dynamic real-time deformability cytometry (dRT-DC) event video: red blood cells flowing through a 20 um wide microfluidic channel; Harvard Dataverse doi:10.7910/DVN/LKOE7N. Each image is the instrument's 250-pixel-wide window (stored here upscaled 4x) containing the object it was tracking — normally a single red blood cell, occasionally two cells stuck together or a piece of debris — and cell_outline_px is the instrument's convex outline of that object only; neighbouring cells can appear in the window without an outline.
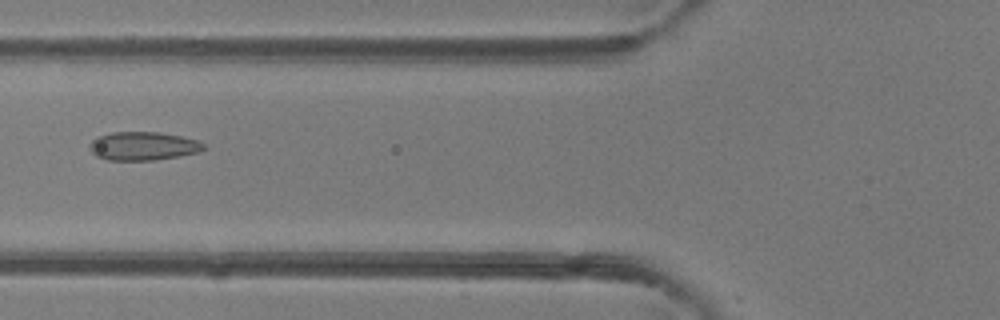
{"species": "common noctule bat (a hibernating species)", "species_latin": "Nyctalus noctula", "temperature_condition": "room temperature", "stored_images_in_passage": 5, "camera_frame_rate_fps": 3000, "um_per_image_px": 0.085, "animal": {"sex": "female"}, "frame": {"image": 1, "passage_image": 5, "time_ms": 1.333, "image_size_px": [1000, 320], "cell_outline_px": [[204, 148], [200, 152], [180, 156], [152, 160], [108, 160], [96, 156], [88, 148], [88, 144], [96, 136], [112, 132], [160, 132], [200, 140], [204, 144]], "centroid_in_image_um": [12.14, 12.41], "position_along_channel_um": 113.7, "area_um2": 19.13}}